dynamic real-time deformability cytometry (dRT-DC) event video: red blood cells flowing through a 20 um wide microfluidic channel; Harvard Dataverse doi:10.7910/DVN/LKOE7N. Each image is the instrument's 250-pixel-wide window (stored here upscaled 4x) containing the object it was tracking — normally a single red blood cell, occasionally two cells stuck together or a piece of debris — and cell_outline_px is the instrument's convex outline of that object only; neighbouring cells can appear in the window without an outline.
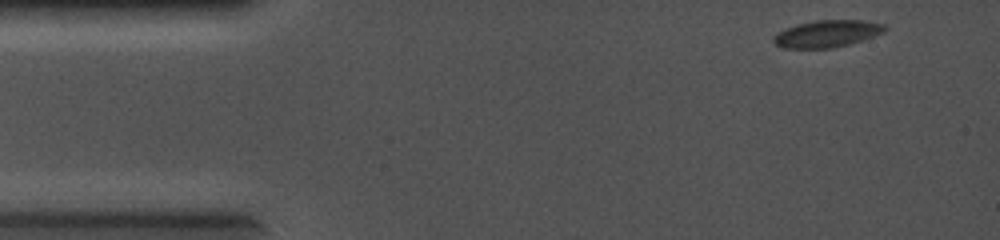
{"species": "common noctule bat (a hibernating species)", "species_latin": "Nyctalus noctula", "temperature_condition": "cold", "stored_images_in_passage": 60, "camera_frame_rate_fps": 5000, "um_per_image_px": 0.085, "animal": {"sex": "female", "body_mass_g": 19.0, "forearm_length_mm": 56.7}, "frame": {"image": 1, "passage_image": 1, "time_ms": 0.0, "image_size_px": [1000, 240], "cell_outline_px": [[888, 28], [884, 32], [848, 44], [832, 48], [784, 48], [776, 44], [772, 40], [772, 36], [788, 28], [800, 24], [816, 20], [860, 20], [884, 24]], "centroid_in_image_um": [70.3, 2.87], "position_along_channel_um": 14.7, "area_um2": 17.17}}
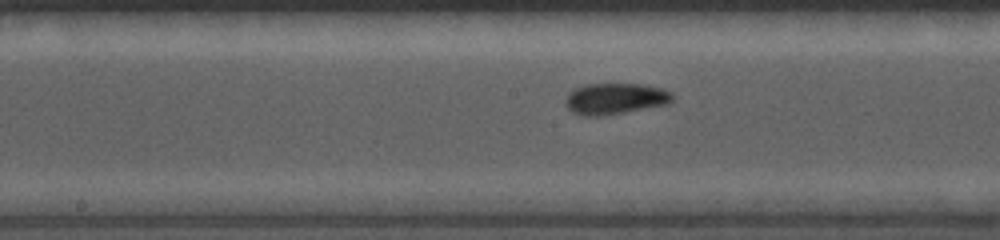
{"frame": {"image": 2, "passage_image": 29, "time_ms": 5.6, "image_size_px": [1000, 240], "cell_outline_px": [[676, 96], [668, 104], [624, 112], [600, 116], [584, 116], [572, 112], [564, 104], [564, 100], [568, 92], [584, 84], [644, 84], [664, 88], [672, 92]], "centroid_in_image_um": [52.3, 8.38], "position_along_channel_um": 195.9, "area_um2": 19.71}}
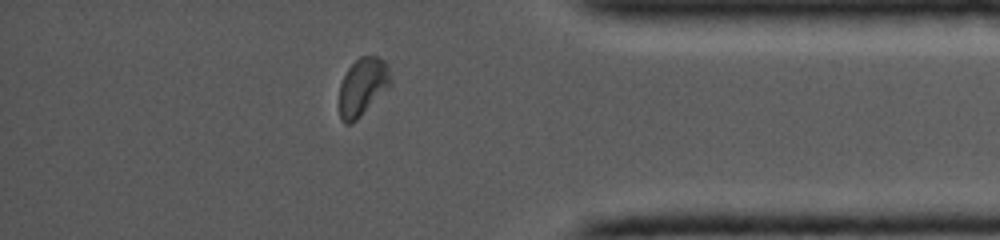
{"frame": {"image": 3, "passage_image": 52, "time_ms": 10.2, "image_size_px": [1000, 240], "cell_outline_px": [[392, 84], [352, 124], [344, 124], [340, 116], [340, 84], [348, 68], [360, 56], [376, 56], [384, 60], [388, 64], [392, 80]], "centroid_in_image_um": [30.85, 7.36], "position_along_channel_um": 404.4, "area_um2": 17.22}}